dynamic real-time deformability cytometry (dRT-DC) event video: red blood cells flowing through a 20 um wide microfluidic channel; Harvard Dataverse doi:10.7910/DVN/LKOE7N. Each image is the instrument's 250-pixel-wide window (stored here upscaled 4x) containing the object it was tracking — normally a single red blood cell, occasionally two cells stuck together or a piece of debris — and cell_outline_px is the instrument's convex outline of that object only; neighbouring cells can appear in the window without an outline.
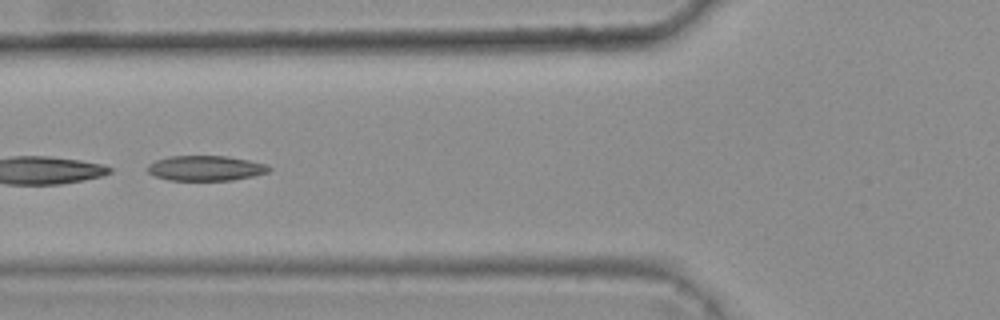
{"species": "common noctule bat (a hibernating species)", "species_latin": "Nyctalus noctula", "temperature_condition": "warm", "stored_images_in_passage": 6, "camera_frame_rate_fps": 3000, "um_per_image_px": 0.085, "animal": {"sex": "female", "body_mass_g": 25.1}, "frame": {"image": 1, "passage_image": 4, "time_ms": 1.0, "image_size_px": [1000, 320], "cell_outline_px": [[272, 168], [268, 172], [252, 176], [232, 180], [168, 180], [156, 176], [148, 172], [148, 164], [156, 160], [168, 156], [228, 156], [268, 164]], "centroid_in_image_um": [17.5, 14.29], "position_along_channel_um": 108.3, "area_um2": 17.74}}
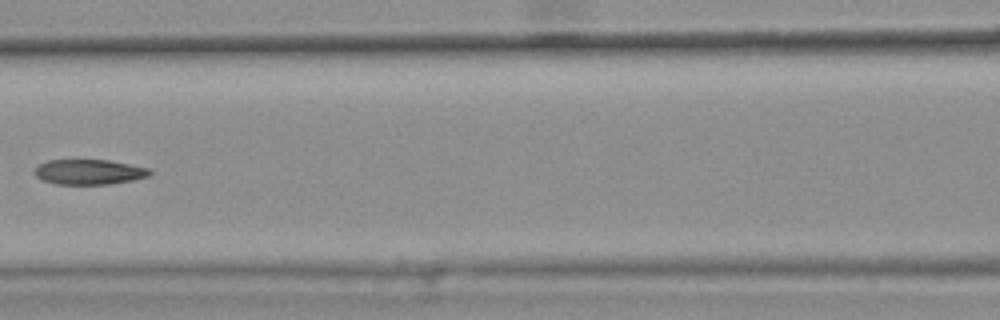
{"frame": {"image": 2, "passage_image": 5, "time_ms": 1.333, "image_size_px": [1000, 320], "cell_outline_px": [[152, 172], [148, 176], [132, 180], [112, 184], [56, 184], [44, 180], [36, 176], [32, 172], [40, 164], [48, 160], [108, 160], [152, 168]], "centroid_in_image_um": [7.6, 14.61], "position_along_channel_um": 159.0, "area_um2": 16.88}}